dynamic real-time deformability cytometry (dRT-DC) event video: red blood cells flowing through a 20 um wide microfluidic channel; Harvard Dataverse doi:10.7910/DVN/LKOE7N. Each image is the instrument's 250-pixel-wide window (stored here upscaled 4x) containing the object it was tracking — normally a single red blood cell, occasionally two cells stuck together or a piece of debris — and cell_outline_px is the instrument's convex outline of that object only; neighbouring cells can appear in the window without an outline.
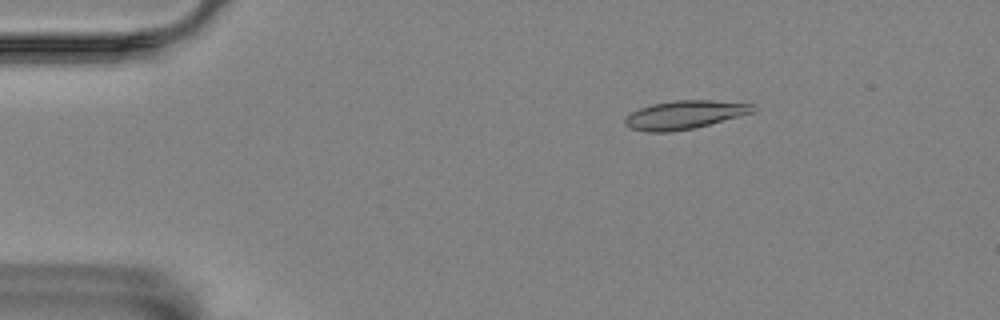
{"species": "Egyptian fruit bat (a non-hibernating species)", "species_latin": "Rousettus aegyptiacus", "temperature_condition": "room temperature", "stored_images_in_passage": 3, "camera_frame_rate_fps": 3000, "um_per_image_px": 0.085, "animal": {"sex": "female"}, "frame": {"image": 1, "passage_image": 1, "time_ms": 0.0, "image_size_px": [1000, 320], "cell_outline_px": [[752, 112], [708, 124], [692, 128], [672, 132], [648, 132], [628, 128], [624, 124], [624, 120], [632, 112], [640, 108], [652, 104], [676, 100], [712, 100], [752, 104]], "centroid_in_image_um": [58.09, 9.76], "position_along_channel_um": 26.9, "area_um2": 20.75}}